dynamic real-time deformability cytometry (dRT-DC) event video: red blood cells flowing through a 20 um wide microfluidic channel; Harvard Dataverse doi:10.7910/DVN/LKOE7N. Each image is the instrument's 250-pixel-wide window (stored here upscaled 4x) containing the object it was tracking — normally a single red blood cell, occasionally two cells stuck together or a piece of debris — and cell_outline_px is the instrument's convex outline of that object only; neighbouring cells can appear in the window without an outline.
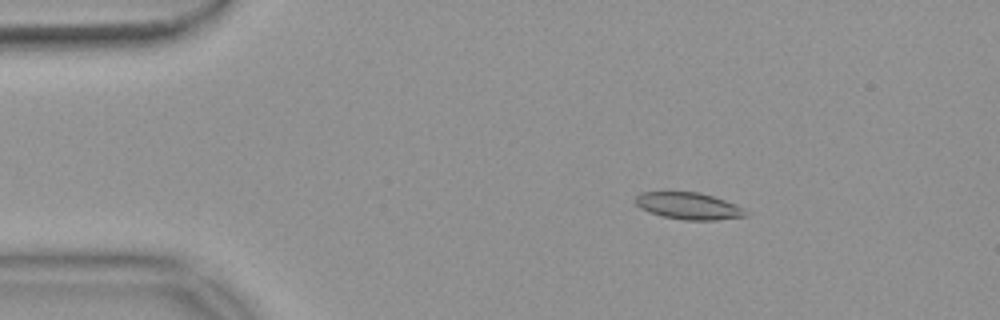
{"species": "common noctule bat (a hibernating species)", "species_latin": "Nyctalus noctula", "temperature_condition": "warm", "stored_images_in_passage": 55, "camera_frame_rate_fps": 3000, "um_per_image_px": 0.085, "animal": {"sex": "female", "body_mass_g": 18.4}, "frame": {"image": 1, "passage_image": 9, "time_ms": 2.667, "image_size_px": [1000, 320], "cell_outline_px": [[748, 216], [716, 220], [684, 220], [660, 216], [648, 212], [640, 208], [632, 200], [640, 192], [664, 188], [700, 192], [736, 204], [744, 208]], "centroid_in_image_um": [58.42, 17.45], "position_along_channel_um": 26.6, "area_um2": 18.32}}
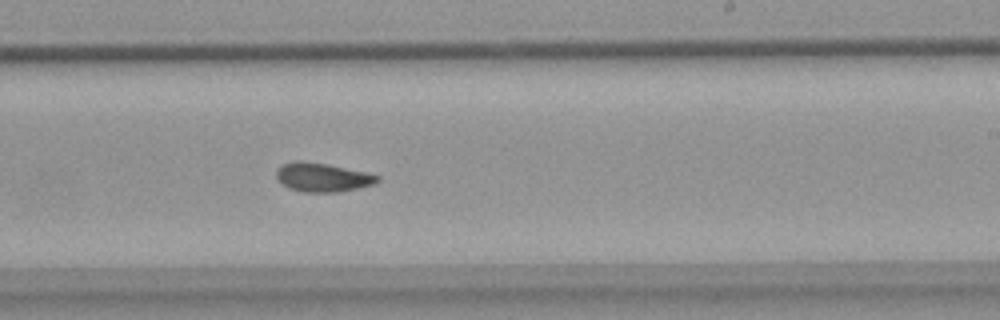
{"frame": {"image": 2, "passage_image": 33, "time_ms": 10.667, "image_size_px": [1000, 320], "cell_outline_px": [[380, 180], [376, 184], [340, 192], [304, 192], [288, 188], [280, 184], [276, 176], [276, 168], [284, 164], [296, 160], [300, 160], [324, 164], [364, 172], [380, 176]], "centroid_in_image_um": [27.38, 15.09], "position_along_channel_um": 261.6, "area_um2": 16.99}}
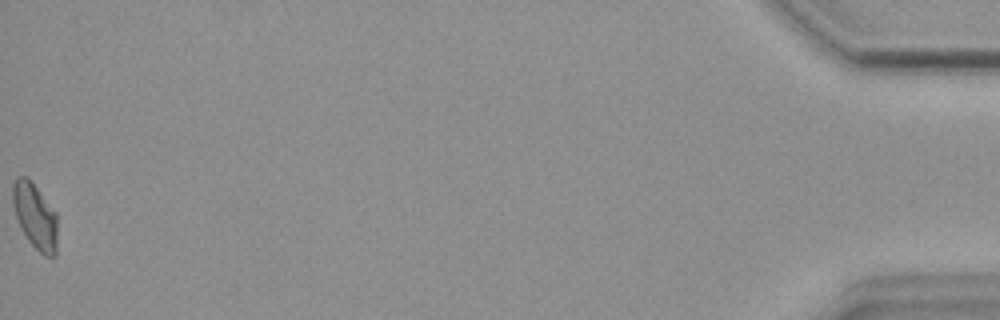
{"frame": {"image": 3, "passage_image": 55, "time_ms": 18.0, "image_size_px": [1000, 320], "cell_outline_px": [[56, 256], [52, 260], [44, 256], [28, 240], [16, 216], [12, 204], [12, 184], [16, 176], [28, 176], [56, 212]], "centroid_in_image_um": [2.98, 18.35], "position_along_channel_um": 432.2, "area_um2": 17.17}, "authors_computed_cell_mechanics": {"area_um2": 16.762, "velocity_mm_per_s": 3.7048, "shape_relaxation_time_tau1_ms": null, "shape_relaxation_time_tau2_ms": 3.4381, "deformation_change_tau1": null, "deformation_change_tau2": 0.0768}}